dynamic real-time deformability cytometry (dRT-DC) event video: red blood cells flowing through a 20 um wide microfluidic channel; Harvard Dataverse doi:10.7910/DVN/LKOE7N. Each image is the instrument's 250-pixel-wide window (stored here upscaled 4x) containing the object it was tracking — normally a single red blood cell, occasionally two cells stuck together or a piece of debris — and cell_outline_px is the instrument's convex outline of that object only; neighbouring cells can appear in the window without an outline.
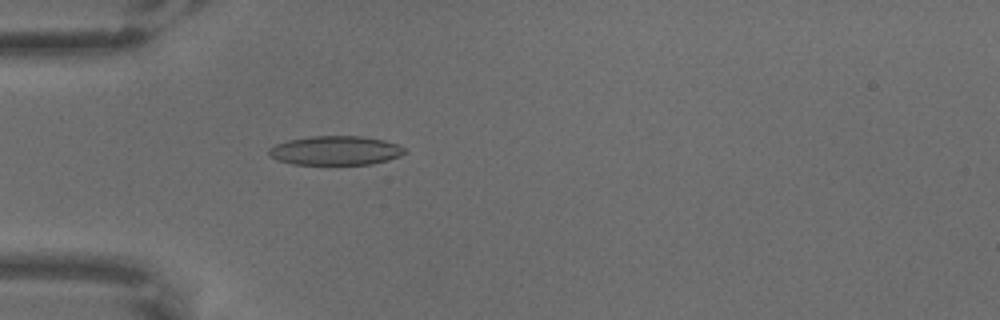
{"species": "common noctule bat (a hibernating species)", "species_latin": "Nyctalus noctula", "temperature_condition": "warm", "stored_images_in_passage": 4, "camera_frame_rate_fps": 3000, "um_per_image_px": 0.085, "animal": {"sex": "male", "body_mass_g": 18.8}, "frame": {"image": 1, "passage_image": 4, "time_ms": 1.0, "image_size_px": [1000, 320], "cell_outline_px": [[408, 152], [400, 156], [388, 160], [372, 164], [292, 164], [276, 160], [268, 156], [268, 148], [276, 144], [288, 140], [312, 136], [360, 136], [384, 140], [396, 144], [404, 148]], "centroid_in_image_um": [28.5, 12.8], "position_along_channel_um": 56.5, "area_um2": 23.12}}